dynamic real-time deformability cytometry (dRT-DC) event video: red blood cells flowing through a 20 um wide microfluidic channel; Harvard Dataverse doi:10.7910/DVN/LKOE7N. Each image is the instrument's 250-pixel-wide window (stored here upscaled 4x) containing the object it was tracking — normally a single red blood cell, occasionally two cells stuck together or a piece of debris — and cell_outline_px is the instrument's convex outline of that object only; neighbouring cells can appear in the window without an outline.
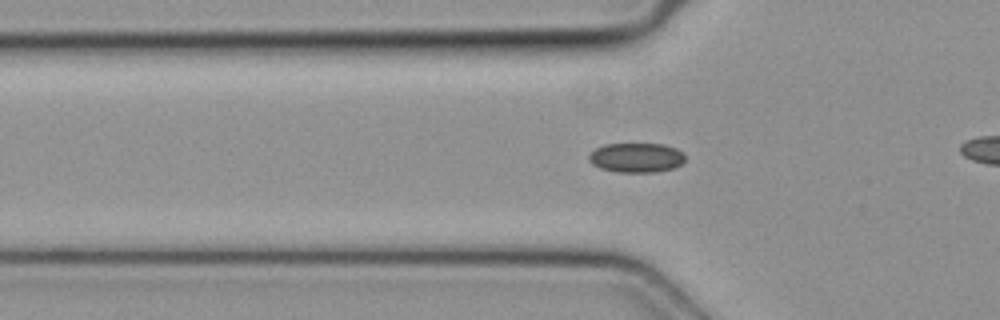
{"species": "common noctule bat (a hibernating species)", "species_latin": "Nyctalus noctula", "temperature_condition": "cold", "stored_images_in_passage": 33, "camera_frame_rate_fps": 3000, "um_per_image_px": 0.085, "animal": {"sex": "female", "body_mass_g": 19.3, "forearm_length_mm": 54.1}, "frame": {"image": 1, "passage_image": 10, "time_ms": 3.0, "image_size_px": [1000, 320], "cell_outline_px": [[684, 160], [680, 164], [672, 168], [652, 172], [620, 172], [600, 168], [592, 164], [588, 160], [588, 156], [596, 148], [604, 144], [664, 144], [676, 148], [684, 152]], "centroid_in_image_um": [54.08, 13.39], "position_along_channel_um": 71.7, "area_um2": 16.47}}
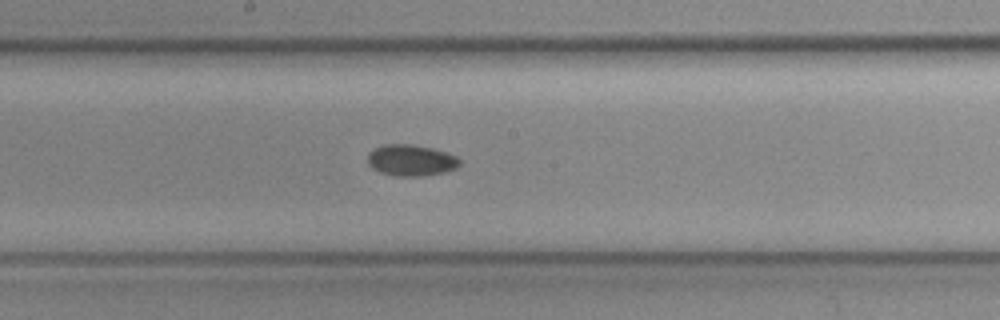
{"frame": {"image": 2, "passage_image": 20, "time_ms": 6.333, "image_size_px": [1000, 320], "cell_outline_px": [[460, 164], [456, 168], [444, 172], [420, 176], [396, 176], [380, 172], [372, 168], [368, 164], [368, 152], [372, 148], [384, 144], [408, 144], [432, 148], [456, 156], [460, 160]], "centroid_in_image_um": [34.89, 13.62], "position_along_channel_um": 213.3, "area_um2": 16.76}}
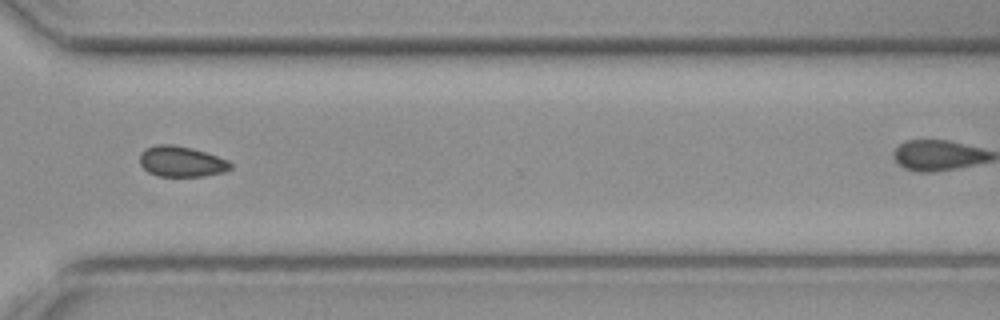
{"frame": {"image": 3, "passage_image": 30, "time_ms": 9.667, "image_size_px": [1000, 320], "cell_outline_px": [[232, 168], [224, 172], [204, 176], [160, 176], [148, 172], [140, 164], [140, 152], [144, 148], [156, 144], [172, 144], [192, 148], [228, 160], [232, 164]], "centroid_in_image_um": [15.4, 13.72], "position_along_channel_um": 355.2, "area_um2": 16.24}}